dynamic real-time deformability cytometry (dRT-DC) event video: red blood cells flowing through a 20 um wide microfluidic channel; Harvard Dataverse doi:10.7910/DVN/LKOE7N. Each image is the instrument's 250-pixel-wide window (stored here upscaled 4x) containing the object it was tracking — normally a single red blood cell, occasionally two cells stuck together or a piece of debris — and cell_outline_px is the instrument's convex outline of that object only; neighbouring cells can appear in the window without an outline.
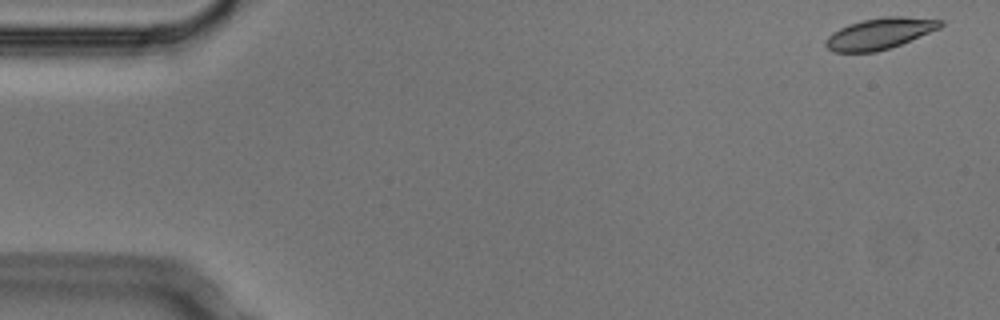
{"species": "Egyptian fruit bat (a non-hibernating species)", "species_latin": "Rousettus aegyptiacus", "temperature_condition": "cold", "stored_images_in_passage": 10, "camera_frame_rate_fps": 3000, "um_per_image_px": 0.085, "animal": {"sex": "male"}, "frame": {"image": 1, "passage_image": 1, "time_ms": 0.0, "image_size_px": [1000, 320], "cell_outline_px": [[944, 24], [940, 28], [900, 44], [876, 52], [832, 52], [824, 44], [824, 40], [832, 32], [848, 24], [864, 20], [884, 16], [900, 16], [944, 20]], "centroid_in_image_um": [74.75, 2.85], "position_along_channel_um": 10.3, "area_um2": 20.75}}
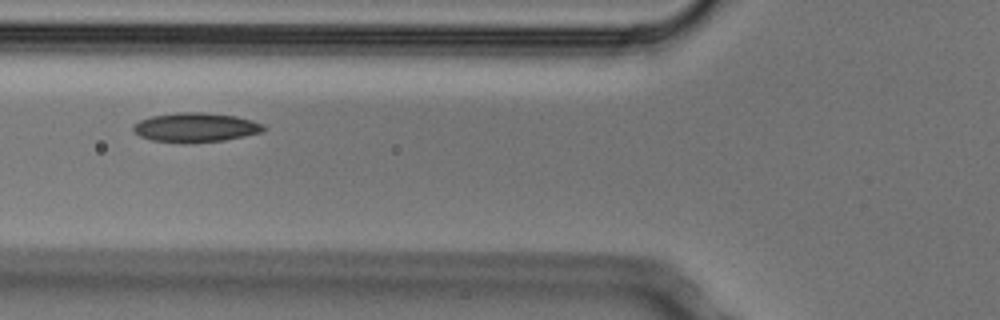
{"frame": {"image": 2, "passage_image": 6, "time_ms": 1.667, "image_size_px": [1000, 320], "cell_outline_px": [[268, 128], [264, 132], [224, 140], [184, 144], [152, 140], [140, 136], [132, 128], [132, 124], [140, 120], [152, 116], [180, 112], [200, 112], [236, 116], [252, 120], [264, 124]], "centroid_in_image_um": [16.65, 10.84], "position_along_channel_um": 109.1, "area_um2": 22.48}}
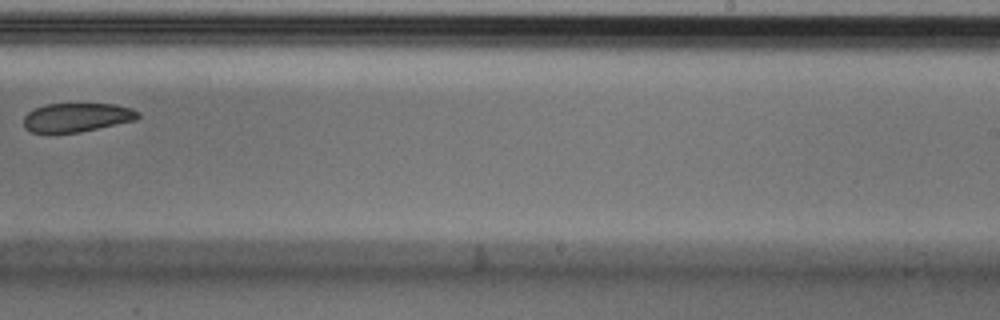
{"frame": {"image": 3, "passage_image": 10, "time_ms": 3.0, "image_size_px": [1000, 320], "cell_outline_px": [[140, 116], [136, 120], [80, 132], [32, 132], [24, 128], [24, 116], [28, 112], [44, 104], [116, 104], [132, 108], [140, 112]], "centroid_in_image_um": [6.56, 9.97], "position_along_channel_um": 282.4, "area_um2": 19.19}}